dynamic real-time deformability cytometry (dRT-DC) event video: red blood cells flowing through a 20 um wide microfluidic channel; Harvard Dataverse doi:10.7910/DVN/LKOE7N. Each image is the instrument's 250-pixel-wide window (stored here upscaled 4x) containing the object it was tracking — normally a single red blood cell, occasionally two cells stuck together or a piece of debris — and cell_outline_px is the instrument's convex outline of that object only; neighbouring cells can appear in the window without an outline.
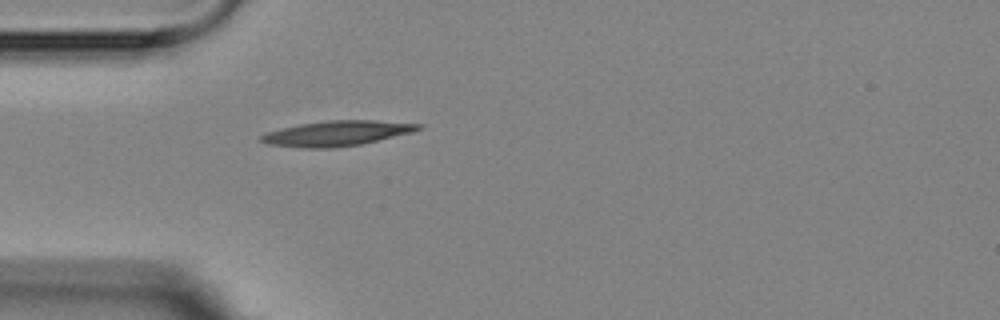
{"species": "Egyptian fruit bat (a non-hibernating species)", "species_latin": "Rousettus aegyptiacus", "temperature_condition": "room temperature", "stored_images_in_passage": 1, "camera_frame_rate_fps": 3000, "um_per_image_px": 0.085, "animal": {"sex": "female"}, "frame": {"image": 1, "passage_image": 1, "time_ms": 0.0, "image_size_px": [1000, 320], "cell_outline_px": [[424, 128], [412, 132], [360, 144], [332, 148], [304, 148], [268, 144], [260, 140], [260, 136], [268, 132], [300, 124], [328, 120], [372, 120], [424, 124]], "centroid_in_image_um": [28.67, 11.33], "position_along_channel_um": 56.3, "area_um2": 22.77}}